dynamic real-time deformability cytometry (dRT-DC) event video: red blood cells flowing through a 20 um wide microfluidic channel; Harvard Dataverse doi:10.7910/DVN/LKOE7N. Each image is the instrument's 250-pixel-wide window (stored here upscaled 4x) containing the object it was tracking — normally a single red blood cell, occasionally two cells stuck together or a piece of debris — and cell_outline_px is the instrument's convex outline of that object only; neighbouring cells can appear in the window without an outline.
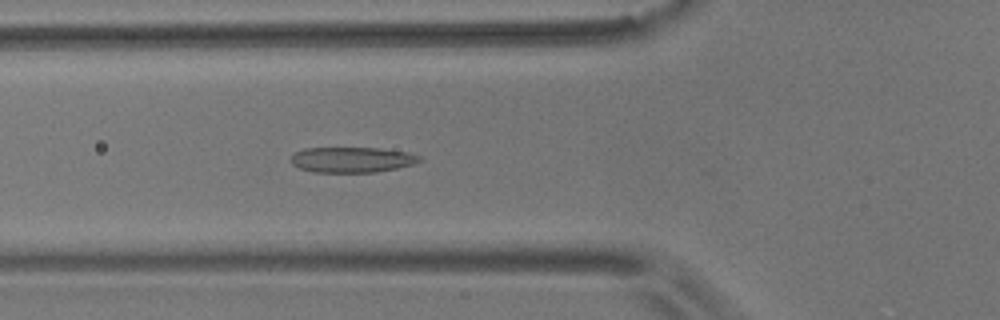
{"species": "common noctule bat (a hibernating species)", "species_latin": "Nyctalus noctula", "temperature_condition": "room temperature", "stored_images_in_passage": 31, "camera_frame_rate_fps": 3000, "um_per_image_px": 0.085, "animal": {"sex": "male", "body_mass_g": 17.9}, "frame": {"image": 1, "passage_image": 19, "time_ms": 6.0, "image_size_px": [1000, 320], "cell_outline_px": [[424, 160], [412, 164], [396, 168], [376, 172], [312, 172], [300, 168], [292, 164], [288, 160], [296, 152], [304, 148], [380, 148], [408, 152], [420, 156]], "centroid_in_image_um": [29.91, 13.57], "position_along_channel_um": 95.9, "area_um2": 19.13}}
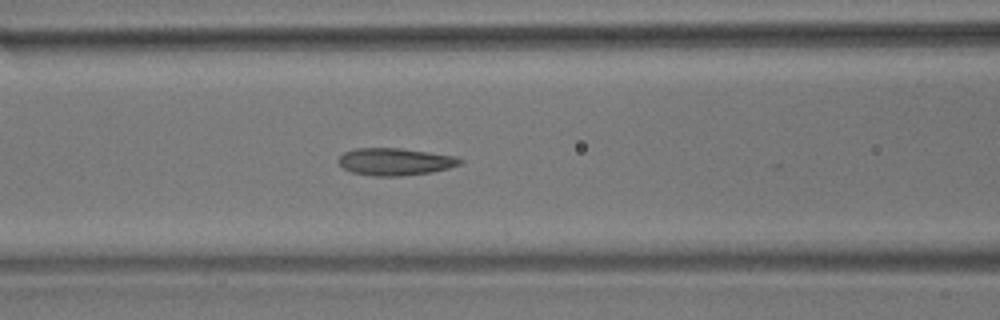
{"frame": {"image": 2, "passage_image": 22, "time_ms": 7.0, "image_size_px": [1000, 320], "cell_outline_px": [[464, 160], [460, 164], [448, 168], [432, 172], [400, 176], [372, 176], [352, 172], [344, 168], [336, 160], [344, 152], [356, 148], [400, 148], [456, 156]], "centroid_in_image_um": [33.57, 13.74], "position_along_channel_um": 133.0, "area_um2": 19.31}}
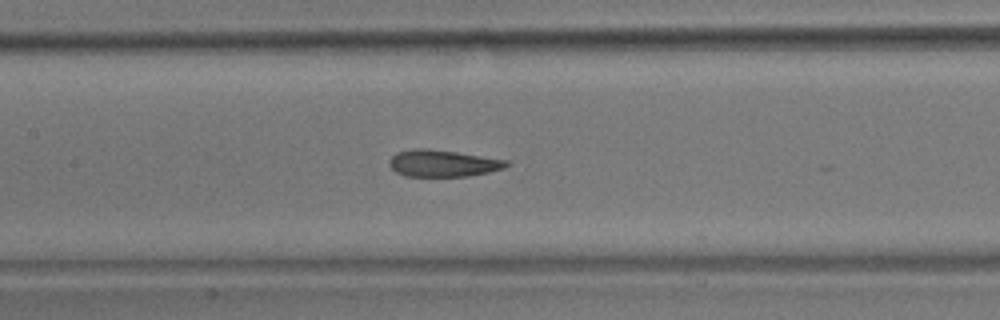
{"frame": {"image": 3, "passage_image": 25, "time_ms": 8.0, "image_size_px": [1000, 320], "cell_outline_px": [[508, 164], [504, 168], [488, 172], [468, 176], [404, 176], [396, 172], [388, 164], [388, 160], [396, 152], [412, 148], [428, 148], [456, 152], [508, 160]], "centroid_in_image_um": [37.59, 13.87], "position_along_channel_um": 169.8, "area_um2": 18.32}}